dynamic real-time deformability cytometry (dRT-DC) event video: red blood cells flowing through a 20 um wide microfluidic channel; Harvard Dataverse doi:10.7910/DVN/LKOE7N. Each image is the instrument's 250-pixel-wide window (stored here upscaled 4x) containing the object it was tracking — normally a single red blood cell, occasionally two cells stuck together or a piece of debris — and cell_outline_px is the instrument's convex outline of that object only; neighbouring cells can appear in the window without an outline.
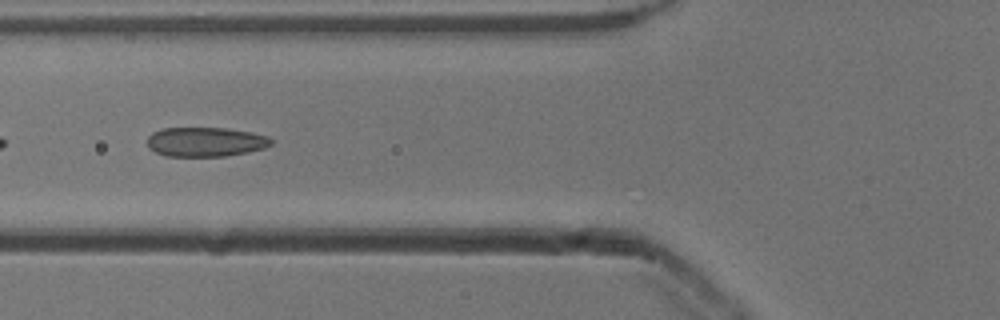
{"species": "common noctule bat (a hibernating species)", "species_latin": "Nyctalus noctula", "temperature_condition": "cold", "stored_images_in_passage": 31, "camera_frame_rate_fps": 3000, "um_per_image_px": 0.085, "animal": {"sex": "male", "body_mass_g": 13.3}, "frame": {"image": 1, "passage_image": 16, "time_ms": 5.0, "image_size_px": [1000, 320], "cell_outline_px": [[272, 144], [264, 148], [248, 152], [224, 156], [164, 156], [148, 148], [148, 136], [152, 132], [164, 128], [224, 128], [252, 132], [268, 136], [272, 140]], "centroid_in_image_um": [17.46, 12.06], "position_along_channel_um": 108.3, "area_um2": 21.27}}
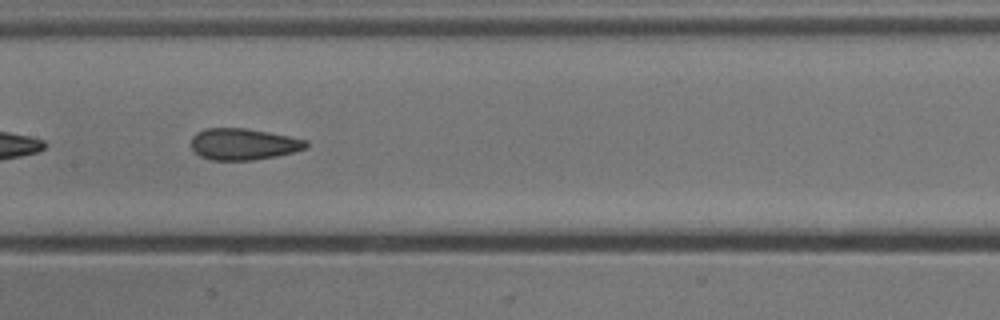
{"frame": {"image": 2, "passage_image": 22, "time_ms": 7.0, "image_size_px": [1000, 320], "cell_outline_px": [[308, 148], [276, 156], [252, 160], [212, 160], [200, 156], [192, 148], [192, 136], [196, 132], [204, 128], [244, 128], [268, 132], [308, 140]], "centroid_in_image_um": [20.69, 12.25], "position_along_channel_um": 186.7, "area_um2": 21.04}}
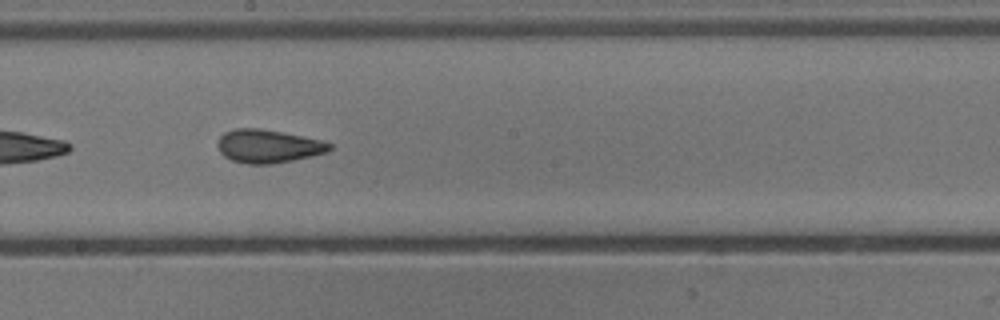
{"frame": {"image": 3, "passage_image": 25, "time_ms": 8.0, "image_size_px": [1000, 320], "cell_outline_px": [[332, 148], [328, 152], [312, 156], [272, 164], [248, 164], [232, 160], [224, 156], [220, 152], [216, 144], [220, 136], [224, 132], [236, 128], [260, 128], [324, 140], [332, 144]], "centroid_in_image_um": [22.8, 12.42], "position_along_channel_um": 225.4, "area_um2": 21.85}}